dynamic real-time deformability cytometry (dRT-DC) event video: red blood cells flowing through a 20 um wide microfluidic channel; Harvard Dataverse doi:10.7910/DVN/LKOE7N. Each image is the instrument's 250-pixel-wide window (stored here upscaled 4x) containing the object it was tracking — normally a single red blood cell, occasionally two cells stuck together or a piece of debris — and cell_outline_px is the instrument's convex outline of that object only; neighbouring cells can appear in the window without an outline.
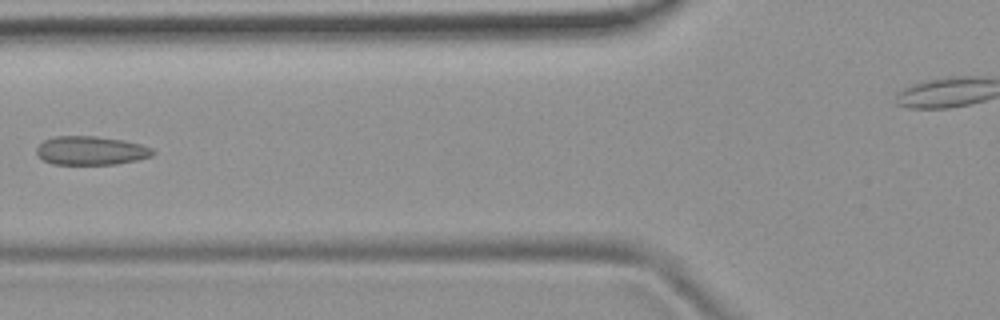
{"species": "common noctule bat (a hibernating species)", "species_latin": "Nyctalus noctula", "temperature_condition": "room temperature", "stored_images_in_passage": 7, "camera_frame_rate_fps": 3000, "um_per_image_px": 0.085, "animal": {"sex": "female", "body_mass_g": 19.9}, "frame": {"image": 1, "passage_image": 6, "time_ms": 1.667, "image_size_px": [1000, 320], "cell_outline_px": [[156, 152], [152, 156], [136, 160], [116, 164], [52, 164], [44, 160], [36, 152], [36, 148], [44, 140], [56, 136], [96, 136], [124, 140], [140, 144], [152, 148]], "centroid_in_image_um": [7.75, 12.79], "position_along_channel_um": 118.1, "area_um2": 19.42}}
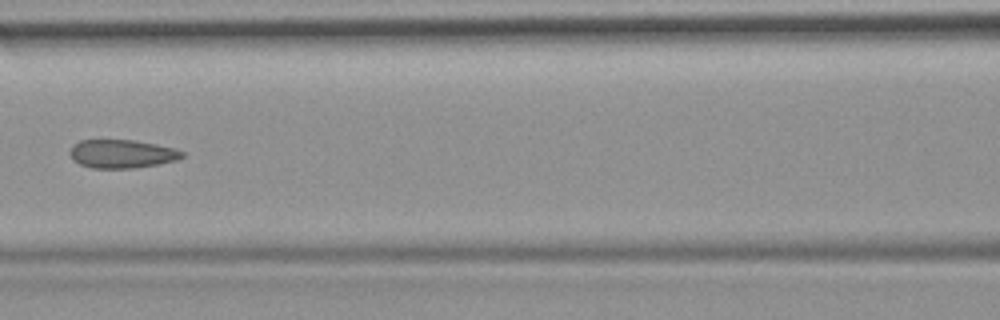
{"frame": {"image": 2, "passage_image": 7, "time_ms": 2.0, "image_size_px": [1000, 320], "cell_outline_px": [[184, 156], [176, 160], [156, 164], [132, 168], [92, 168], [80, 164], [72, 160], [68, 152], [72, 144], [80, 140], [136, 140], [176, 148], [184, 152]], "centroid_in_image_um": [10.32, 13.06], "position_along_channel_um": 156.3, "area_um2": 18.73}}